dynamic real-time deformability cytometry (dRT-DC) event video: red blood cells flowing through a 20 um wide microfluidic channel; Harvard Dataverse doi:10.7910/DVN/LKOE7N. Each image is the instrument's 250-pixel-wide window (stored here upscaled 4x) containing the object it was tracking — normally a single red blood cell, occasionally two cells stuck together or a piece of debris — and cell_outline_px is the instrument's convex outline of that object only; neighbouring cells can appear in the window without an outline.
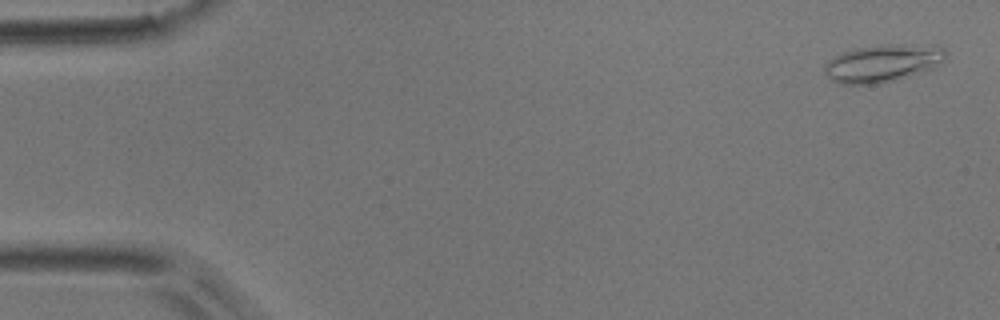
{"species": "common noctule bat (a hibernating species)", "species_latin": "Nyctalus noctula", "temperature_condition": "room temperature", "stored_images_in_passage": 43, "camera_frame_rate_fps": 3000, "um_per_image_px": 0.085, "animal": {"sex": "male", "body_mass_g": 17.9}, "frame": {"image": 1, "passage_image": 2, "time_ms": 0.333, "image_size_px": [1000, 320], "cell_outline_px": [[948, 52], [944, 60], [940, 64], [932, 68], [880, 84], [840, 84], [832, 80], [828, 76], [824, 68], [824, 64], [836, 56], [844, 52], [860, 48], [888, 44], [940, 44]], "centroid_in_image_um": [75.11, 5.35], "position_along_channel_um": 9.9, "area_um2": 26.41}}
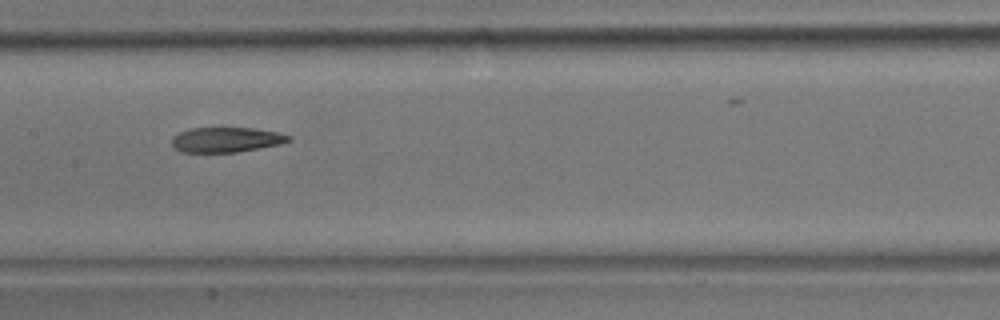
{"frame": {"image": 2, "passage_image": 25, "time_ms": 8.0, "image_size_px": [1000, 320], "cell_outline_px": [[292, 140], [280, 144], [236, 152], [180, 152], [172, 144], [172, 136], [188, 128], [256, 128], [276, 132], [292, 136]], "centroid_in_image_um": [19.23, 11.87], "position_along_channel_um": 188.2, "area_um2": 16.99}}
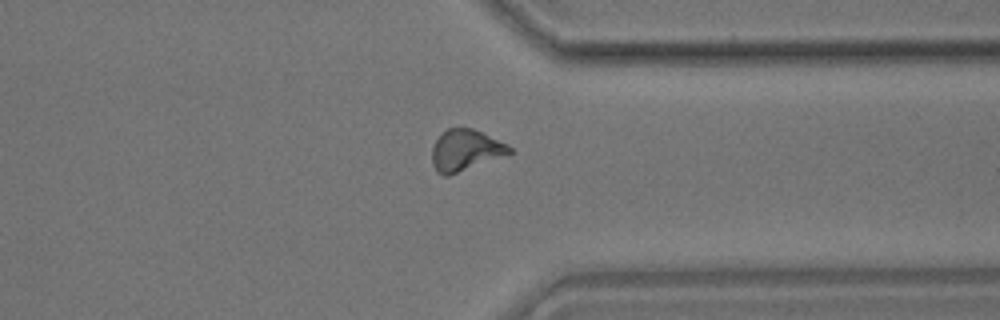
{"frame": {"image": 3, "passage_image": 39, "time_ms": 12.667, "image_size_px": [1000, 320], "cell_outline_px": [[516, 152], [448, 176], [444, 176], [436, 172], [432, 164], [432, 148], [436, 140], [448, 128], [472, 128], [508, 144]], "centroid_in_image_um": [39.59, 12.79], "position_along_channel_um": 371.8, "area_um2": 18.67}, "authors_computed_cell_mechanics": {"area_um2": 18.6694, "velocity_mm_per_s": 3.9888, "shape_relaxation_time_tau1_ms": 10.5945, "shape_relaxation_time_tau2_ms": 4.9449, "deformation_change_tau1": 0.2602, "deformation_change_tau2": 0.1497}}